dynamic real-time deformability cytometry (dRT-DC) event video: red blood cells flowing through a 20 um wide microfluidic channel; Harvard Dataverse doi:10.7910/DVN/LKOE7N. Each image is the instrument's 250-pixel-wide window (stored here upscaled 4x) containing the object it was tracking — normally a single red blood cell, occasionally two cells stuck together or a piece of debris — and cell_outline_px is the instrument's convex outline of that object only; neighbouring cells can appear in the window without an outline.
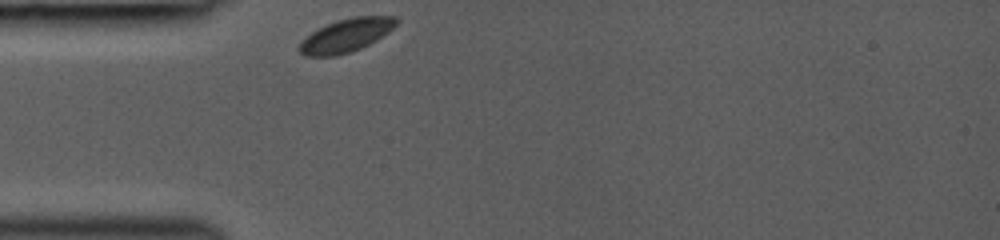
{"species": "common noctule bat (a hibernating species)", "species_latin": "Nyctalus noctula", "temperature_condition": "room temperature", "stored_images_in_passage": 1, "camera_frame_rate_fps": 3000, "um_per_image_px": 0.085, "animal": {"sex": "female", "body_mass_g": 19.0, "forearm_length_mm": 53.3}, "frame": {"image": 1, "passage_image": 1, "time_ms": 0.0, "image_size_px": [1000, 240], "cell_outline_px": [[400, 20], [388, 32], [376, 40], [360, 48], [336, 56], [304, 56], [296, 48], [312, 32], [336, 20], [352, 16], [396, 16]], "centroid_in_image_um": [29.43, 3.0], "position_along_channel_um": 55.6, "area_um2": 18.61}}